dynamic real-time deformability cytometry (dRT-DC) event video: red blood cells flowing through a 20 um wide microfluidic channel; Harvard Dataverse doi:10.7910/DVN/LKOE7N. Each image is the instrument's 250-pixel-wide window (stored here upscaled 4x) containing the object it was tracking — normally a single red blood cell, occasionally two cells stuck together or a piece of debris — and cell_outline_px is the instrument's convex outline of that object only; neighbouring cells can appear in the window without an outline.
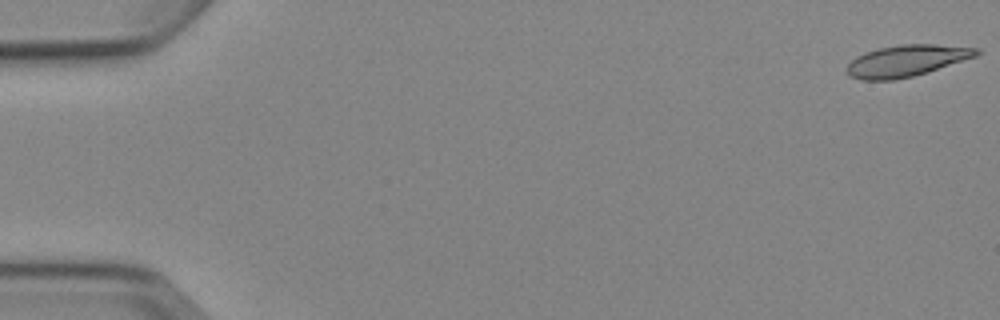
{"species": "Egyptian fruit bat (a non-hibernating species)", "species_latin": "Rousettus aegyptiacus", "temperature_condition": "cold", "stored_images_in_passage": 9, "camera_frame_rate_fps": 3000, "um_per_image_px": 0.085, "animal": {"sex": "female"}, "frame": {"image": 1, "passage_image": 1, "time_ms": 0.0, "image_size_px": [1000, 320], "cell_outline_px": [[980, 52], [976, 56], [928, 72], [896, 80], [860, 80], [848, 76], [844, 68], [856, 56], [864, 52], [880, 48], [900, 44], [936, 44], [980, 48]], "centroid_in_image_um": [77.01, 5.17], "position_along_channel_um": 8.0, "area_um2": 23.99}}
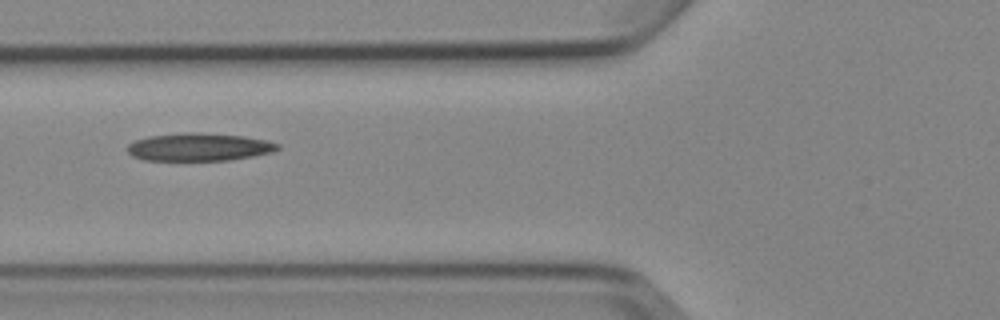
{"frame": {"image": 2, "passage_image": 6, "time_ms": 6.667, "image_size_px": [1000, 320], "cell_outline_px": [[280, 148], [272, 152], [252, 156], [228, 160], [144, 160], [132, 156], [128, 152], [128, 144], [136, 140], [148, 136], [184, 132], [196, 132], [244, 136], [268, 140], [280, 144]], "centroid_in_image_um": [16.93, 12.49], "position_along_channel_um": 108.9, "area_um2": 24.39}}
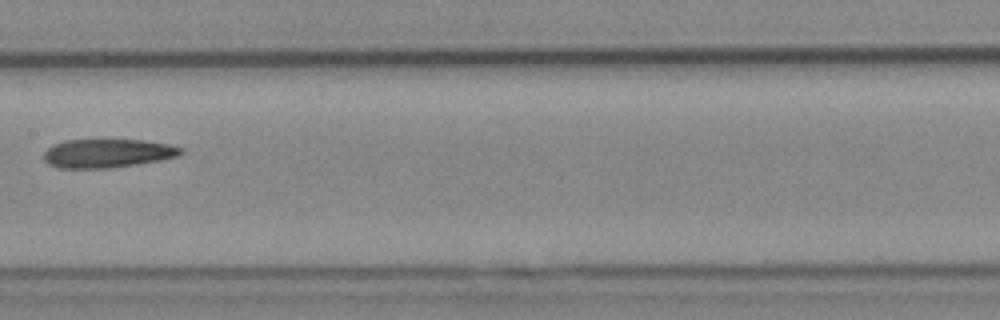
{"frame": {"image": 3, "passage_image": 8, "time_ms": 9.0, "image_size_px": [1000, 320], "cell_outline_px": [[184, 152], [180, 156], [160, 160], [136, 164], [108, 168], [60, 168], [48, 164], [44, 160], [44, 152], [52, 144], [64, 140], [144, 140], [168, 144], [184, 148]], "centroid_in_image_um": [9.15, 13.02], "position_along_channel_um": 198.3, "area_um2": 23.0}}